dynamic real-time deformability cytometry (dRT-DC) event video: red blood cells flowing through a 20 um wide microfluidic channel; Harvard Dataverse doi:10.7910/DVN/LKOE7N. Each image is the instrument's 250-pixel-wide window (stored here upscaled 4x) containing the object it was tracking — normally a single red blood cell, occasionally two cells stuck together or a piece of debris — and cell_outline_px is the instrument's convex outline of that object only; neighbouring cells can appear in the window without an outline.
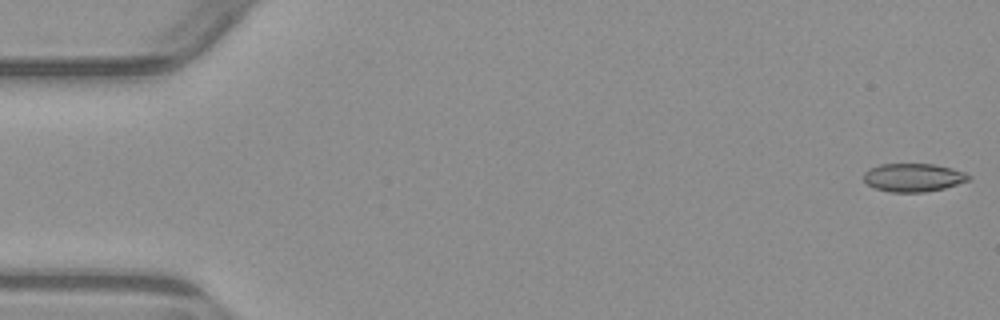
{"species": "common noctule bat (a hibernating species)", "species_latin": "Nyctalus noctula", "temperature_condition": "warm", "stored_images_in_passage": 5, "camera_frame_rate_fps": 3000, "um_per_image_px": 0.085, "animal": {"sex": "male", "body_mass_g": 23.1, "forearm_length_mm": 52.7}, "frame": {"image": 1, "passage_image": 1, "time_ms": 0.0, "image_size_px": [1000, 320], "cell_outline_px": [[972, 180], [944, 188], [924, 192], [892, 192], [876, 188], [868, 184], [864, 180], [864, 172], [868, 168], [880, 164], [936, 164], [952, 168], [964, 172], [972, 176]], "centroid_in_image_um": [77.67, 15.08], "position_along_channel_um": 7.3, "area_um2": 17.4}}
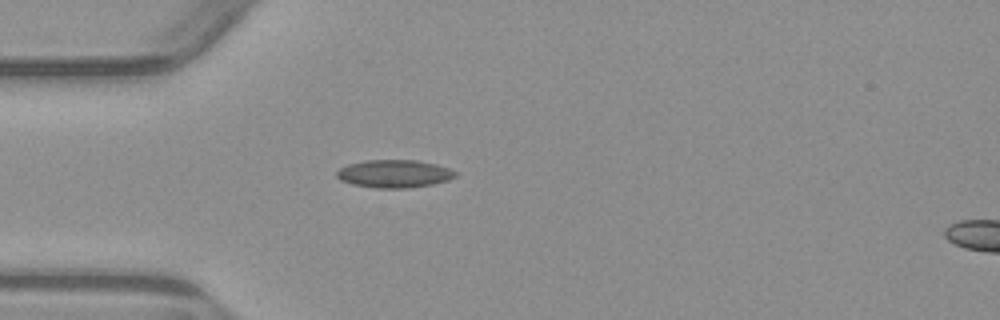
{"frame": {"image": 2, "passage_image": 5, "time_ms": 4.667, "image_size_px": [1000, 320], "cell_outline_px": [[456, 176], [448, 180], [432, 184], [404, 188], [376, 188], [352, 184], [340, 180], [336, 176], [336, 172], [340, 168], [348, 164], [364, 160], [416, 160], [436, 164], [448, 168], [456, 172]], "centroid_in_image_um": [33.48, 14.76], "position_along_channel_um": 51.5, "area_um2": 19.19}}